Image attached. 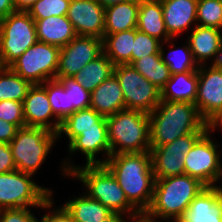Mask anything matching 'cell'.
I'll list each match as a JSON object with an SVG mask.
<instances>
[{
	"mask_svg": "<svg viewBox=\"0 0 222 222\" xmlns=\"http://www.w3.org/2000/svg\"><path fill=\"white\" fill-rule=\"evenodd\" d=\"M103 165L115 177L128 201L139 212H146L155 184L150 151L110 155Z\"/></svg>",
	"mask_w": 222,
	"mask_h": 222,
	"instance_id": "cell-1",
	"label": "cell"
},
{
	"mask_svg": "<svg viewBox=\"0 0 222 222\" xmlns=\"http://www.w3.org/2000/svg\"><path fill=\"white\" fill-rule=\"evenodd\" d=\"M207 130V122L200 116L196 105L190 102L161 100L149 114L150 148Z\"/></svg>",
	"mask_w": 222,
	"mask_h": 222,
	"instance_id": "cell-2",
	"label": "cell"
},
{
	"mask_svg": "<svg viewBox=\"0 0 222 222\" xmlns=\"http://www.w3.org/2000/svg\"><path fill=\"white\" fill-rule=\"evenodd\" d=\"M69 159L62 162L63 175L78 179L86 190V195L98 200L112 212L131 216L139 211L128 201L115 177L104 165H74ZM127 213V214H126Z\"/></svg>",
	"mask_w": 222,
	"mask_h": 222,
	"instance_id": "cell-3",
	"label": "cell"
},
{
	"mask_svg": "<svg viewBox=\"0 0 222 222\" xmlns=\"http://www.w3.org/2000/svg\"><path fill=\"white\" fill-rule=\"evenodd\" d=\"M205 187L187 174L155 179L152 202L145 213L155 222L157 218L177 222Z\"/></svg>",
	"mask_w": 222,
	"mask_h": 222,
	"instance_id": "cell-4",
	"label": "cell"
},
{
	"mask_svg": "<svg viewBox=\"0 0 222 222\" xmlns=\"http://www.w3.org/2000/svg\"><path fill=\"white\" fill-rule=\"evenodd\" d=\"M106 120L111 155L150 151L149 114L124 109Z\"/></svg>",
	"mask_w": 222,
	"mask_h": 222,
	"instance_id": "cell-5",
	"label": "cell"
},
{
	"mask_svg": "<svg viewBox=\"0 0 222 222\" xmlns=\"http://www.w3.org/2000/svg\"><path fill=\"white\" fill-rule=\"evenodd\" d=\"M57 140L58 134L45 128H19L9 143L16 170L34 176Z\"/></svg>",
	"mask_w": 222,
	"mask_h": 222,
	"instance_id": "cell-6",
	"label": "cell"
},
{
	"mask_svg": "<svg viewBox=\"0 0 222 222\" xmlns=\"http://www.w3.org/2000/svg\"><path fill=\"white\" fill-rule=\"evenodd\" d=\"M32 177L19 170L0 173V210L28 207L41 209L53 196V191L36 184Z\"/></svg>",
	"mask_w": 222,
	"mask_h": 222,
	"instance_id": "cell-7",
	"label": "cell"
},
{
	"mask_svg": "<svg viewBox=\"0 0 222 222\" xmlns=\"http://www.w3.org/2000/svg\"><path fill=\"white\" fill-rule=\"evenodd\" d=\"M37 41L35 21L27 11H14L0 19V51L6 67Z\"/></svg>",
	"mask_w": 222,
	"mask_h": 222,
	"instance_id": "cell-8",
	"label": "cell"
},
{
	"mask_svg": "<svg viewBox=\"0 0 222 222\" xmlns=\"http://www.w3.org/2000/svg\"><path fill=\"white\" fill-rule=\"evenodd\" d=\"M113 74L121 86L126 109L150 114L160 103L161 90L132 65H115Z\"/></svg>",
	"mask_w": 222,
	"mask_h": 222,
	"instance_id": "cell-9",
	"label": "cell"
},
{
	"mask_svg": "<svg viewBox=\"0 0 222 222\" xmlns=\"http://www.w3.org/2000/svg\"><path fill=\"white\" fill-rule=\"evenodd\" d=\"M60 48L37 41L18 57L9 67L23 79L43 84L56 79Z\"/></svg>",
	"mask_w": 222,
	"mask_h": 222,
	"instance_id": "cell-10",
	"label": "cell"
},
{
	"mask_svg": "<svg viewBox=\"0 0 222 222\" xmlns=\"http://www.w3.org/2000/svg\"><path fill=\"white\" fill-rule=\"evenodd\" d=\"M207 130L186 153L184 158L185 174L195 177L206 186L216 185L222 177V162L218 143ZM219 151V152H218Z\"/></svg>",
	"mask_w": 222,
	"mask_h": 222,
	"instance_id": "cell-11",
	"label": "cell"
},
{
	"mask_svg": "<svg viewBox=\"0 0 222 222\" xmlns=\"http://www.w3.org/2000/svg\"><path fill=\"white\" fill-rule=\"evenodd\" d=\"M204 133H192L150 148L155 179L185 174L184 158Z\"/></svg>",
	"mask_w": 222,
	"mask_h": 222,
	"instance_id": "cell-12",
	"label": "cell"
},
{
	"mask_svg": "<svg viewBox=\"0 0 222 222\" xmlns=\"http://www.w3.org/2000/svg\"><path fill=\"white\" fill-rule=\"evenodd\" d=\"M103 53V39L77 35L60 48L56 77H73Z\"/></svg>",
	"mask_w": 222,
	"mask_h": 222,
	"instance_id": "cell-13",
	"label": "cell"
},
{
	"mask_svg": "<svg viewBox=\"0 0 222 222\" xmlns=\"http://www.w3.org/2000/svg\"><path fill=\"white\" fill-rule=\"evenodd\" d=\"M201 65L198 68V88L195 105L200 116L208 122L222 109V70ZM206 68V69H205Z\"/></svg>",
	"mask_w": 222,
	"mask_h": 222,
	"instance_id": "cell-14",
	"label": "cell"
},
{
	"mask_svg": "<svg viewBox=\"0 0 222 222\" xmlns=\"http://www.w3.org/2000/svg\"><path fill=\"white\" fill-rule=\"evenodd\" d=\"M66 16L77 35L103 39L105 7L97 0H71Z\"/></svg>",
	"mask_w": 222,
	"mask_h": 222,
	"instance_id": "cell-15",
	"label": "cell"
},
{
	"mask_svg": "<svg viewBox=\"0 0 222 222\" xmlns=\"http://www.w3.org/2000/svg\"><path fill=\"white\" fill-rule=\"evenodd\" d=\"M23 115L26 127L45 128L57 134L60 131L62 122L54 115L47 92L40 84L29 89L23 101Z\"/></svg>",
	"mask_w": 222,
	"mask_h": 222,
	"instance_id": "cell-16",
	"label": "cell"
},
{
	"mask_svg": "<svg viewBox=\"0 0 222 222\" xmlns=\"http://www.w3.org/2000/svg\"><path fill=\"white\" fill-rule=\"evenodd\" d=\"M70 155L76 152L84 154L85 165H103L111 155L108 139L107 126H97V128L77 129V137L68 144ZM101 153L106 156L104 159H97Z\"/></svg>",
	"mask_w": 222,
	"mask_h": 222,
	"instance_id": "cell-17",
	"label": "cell"
},
{
	"mask_svg": "<svg viewBox=\"0 0 222 222\" xmlns=\"http://www.w3.org/2000/svg\"><path fill=\"white\" fill-rule=\"evenodd\" d=\"M177 222H222V186H206Z\"/></svg>",
	"mask_w": 222,
	"mask_h": 222,
	"instance_id": "cell-18",
	"label": "cell"
},
{
	"mask_svg": "<svg viewBox=\"0 0 222 222\" xmlns=\"http://www.w3.org/2000/svg\"><path fill=\"white\" fill-rule=\"evenodd\" d=\"M198 0H161L166 31L171 38L197 25Z\"/></svg>",
	"mask_w": 222,
	"mask_h": 222,
	"instance_id": "cell-19",
	"label": "cell"
},
{
	"mask_svg": "<svg viewBox=\"0 0 222 222\" xmlns=\"http://www.w3.org/2000/svg\"><path fill=\"white\" fill-rule=\"evenodd\" d=\"M74 222H119L122 218L117 212H112L98 200L82 196L69 199L62 205Z\"/></svg>",
	"mask_w": 222,
	"mask_h": 222,
	"instance_id": "cell-20",
	"label": "cell"
},
{
	"mask_svg": "<svg viewBox=\"0 0 222 222\" xmlns=\"http://www.w3.org/2000/svg\"><path fill=\"white\" fill-rule=\"evenodd\" d=\"M90 108L104 117L126 109L121 86L114 74L91 92Z\"/></svg>",
	"mask_w": 222,
	"mask_h": 222,
	"instance_id": "cell-21",
	"label": "cell"
},
{
	"mask_svg": "<svg viewBox=\"0 0 222 222\" xmlns=\"http://www.w3.org/2000/svg\"><path fill=\"white\" fill-rule=\"evenodd\" d=\"M187 37L193 58L198 66L205 65L206 60L213 61L222 43V30L213 27L196 25Z\"/></svg>",
	"mask_w": 222,
	"mask_h": 222,
	"instance_id": "cell-22",
	"label": "cell"
},
{
	"mask_svg": "<svg viewBox=\"0 0 222 222\" xmlns=\"http://www.w3.org/2000/svg\"><path fill=\"white\" fill-rule=\"evenodd\" d=\"M34 21L38 41L62 48L77 36L66 15L49 16Z\"/></svg>",
	"mask_w": 222,
	"mask_h": 222,
	"instance_id": "cell-23",
	"label": "cell"
},
{
	"mask_svg": "<svg viewBox=\"0 0 222 222\" xmlns=\"http://www.w3.org/2000/svg\"><path fill=\"white\" fill-rule=\"evenodd\" d=\"M136 28L161 42L172 39L165 28L161 0H139Z\"/></svg>",
	"mask_w": 222,
	"mask_h": 222,
	"instance_id": "cell-24",
	"label": "cell"
},
{
	"mask_svg": "<svg viewBox=\"0 0 222 222\" xmlns=\"http://www.w3.org/2000/svg\"><path fill=\"white\" fill-rule=\"evenodd\" d=\"M138 10L139 0H129L105 7L104 35L135 29Z\"/></svg>",
	"mask_w": 222,
	"mask_h": 222,
	"instance_id": "cell-25",
	"label": "cell"
},
{
	"mask_svg": "<svg viewBox=\"0 0 222 222\" xmlns=\"http://www.w3.org/2000/svg\"><path fill=\"white\" fill-rule=\"evenodd\" d=\"M198 88V70L175 73L161 89V100L195 104Z\"/></svg>",
	"mask_w": 222,
	"mask_h": 222,
	"instance_id": "cell-26",
	"label": "cell"
},
{
	"mask_svg": "<svg viewBox=\"0 0 222 222\" xmlns=\"http://www.w3.org/2000/svg\"><path fill=\"white\" fill-rule=\"evenodd\" d=\"M135 40V29L104 35L103 52L114 65H131V53Z\"/></svg>",
	"mask_w": 222,
	"mask_h": 222,
	"instance_id": "cell-27",
	"label": "cell"
},
{
	"mask_svg": "<svg viewBox=\"0 0 222 222\" xmlns=\"http://www.w3.org/2000/svg\"><path fill=\"white\" fill-rule=\"evenodd\" d=\"M114 64L103 52L86 64L73 78L87 91L92 92L99 84L113 75Z\"/></svg>",
	"mask_w": 222,
	"mask_h": 222,
	"instance_id": "cell-28",
	"label": "cell"
},
{
	"mask_svg": "<svg viewBox=\"0 0 222 222\" xmlns=\"http://www.w3.org/2000/svg\"><path fill=\"white\" fill-rule=\"evenodd\" d=\"M97 126H107L106 117L98 114L93 108L76 110L61 123L58 138H62V133L68 137L70 143L77 137V129L97 128Z\"/></svg>",
	"mask_w": 222,
	"mask_h": 222,
	"instance_id": "cell-29",
	"label": "cell"
},
{
	"mask_svg": "<svg viewBox=\"0 0 222 222\" xmlns=\"http://www.w3.org/2000/svg\"><path fill=\"white\" fill-rule=\"evenodd\" d=\"M131 65L160 90L166 85V82L172 75L169 67L162 61L160 54L139 58Z\"/></svg>",
	"mask_w": 222,
	"mask_h": 222,
	"instance_id": "cell-30",
	"label": "cell"
},
{
	"mask_svg": "<svg viewBox=\"0 0 222 222\" xmlns=\"http://www.w3.org/2000/svg\"><path fill=\"white\" fill-rule=\"evenodd\" d=\"M32 83L16 74L10 67L0 71V101L23 102Z\"/></svg>",
	"mask_w": 222,
	"mask_h": 222,
	"instance_id": "cell-31",
	"label": "cell"
},
{
	"mask_svg": "<svg viewBox=\"0 0 222 222\" xmlns=\"http://www.w3.org/2000/svg\"><path fill=\"white\" fill-rule=\"evenodd\" d=\"M171 41H173V38L167 42H162L160 45L162 61L169 67L170 73L175 74L198 70L199 66L193 58L188 42L184 47L175 49V44ZM165 43H170V46L173 49L167 54V56L165 55V49H163Z\"/></svg>",
	"mask_w": 222,
	"mask_h": 222,
	"instance_id": "cell-32",
	"label": "cell"
},
{
	"mask_svg": "<svg viewBox=\"0 0 222 222\" xmlns=\"http://www.w3.org/2000/svg\"><path fill=\"white\" fill-rule=\"evenodd\" d=\"M68 92V116L76 110L90 107L91 92L87 91L73 77H56Z\"/></svg>",
	"mask_w": 222,
	"mask_h": 222,
	"instance_id": "cell-33",
	"label": "cell"
},
{
	"mask_svg": "<svg viewBox=\"0 0 222 222\" xmlns=\"http://www.w3.org/2000/svg\"><path fill=\"white\" fill-rule=\"evenodd\" d=\"M47 92V97L54 115L62 122L68 117V92L57 80H48L40 84Z\"/></svg>",
	"mask_w": 222,
	"mask_h": 222,
	"instance_id": "cell-34",
	"label": "cell"
},
{
	"mask_svg": "<svg viewBox=\"0 0 222 222\" xmlns=\"http://www.w3.org/2000/svg\"><path fill=\"white\" fill-rule=\"evenodd\" d=\"M197 25L222 30V0H198Z\"/></svg>",
	"mask_w": 222,
	"mask_h": 222,
	"instance_id": "cell-35",
	"label": "cell"
},
{
	"mask_svg": "<svg viewBox=\"0 0 222 222\" xmlns=\"http://www.w3.org/2000/svg\"><path fill=\"white\" fill-rule=\"evenodd\" d=\"M71 0H38L27 11L34 20L67 15Z\"/></svg>",
	"mask_w": 222,
	"mask_h": 222,
	"instance_id": "cell-36",
	"label": "cell"
},
{
	"mask_svg": "<svg viewBox=\"0 0 222 222\" xmlns=\"http://www.w3.org/2000/svg\"><path fill=\"white\" fill-rule=\"evenodd\" d=\"M161 41L135 28V40L131 53V64L145 56L160 54Z\"/></svg>",
	"mask_w": 222,
	"mask_h": 222,
	"instance_id": "cell-37",
	"label": "cell"
},
{
	"mask_svg": "<svg viewBox=\"0 0 222 222\" xmlns=\"http://www.w3.org/2000/svg\"><path fill=\"white\" fill-rule=\"evenodd\" d=\"M0 119L15 124L18 128L26 127L23 115V102L13 100L0 101Z\"/></svg>",
	"mask_w": 222,
	"mask_h": 222,
	"instance_id": "cell-38",
	"label": "cell"
},
{
	"mask_svg": "<svg viewBox=\"0 0 222 222\" xmlns=\"http://www.w3.org/2000/svg\"><path fill=\"white\" fill-rule=\"evenodd\" d=\"M30 208H12L0 210V222H37L39 219Z\"/></svg>",
	"mask_w": 222,
	"mask_h": 222,
	"instance_id": "cell-39",
	"label": "cell"
},
{
	"mask_svg": "<svg viewBox=\"0 0 222 222\" xmlns=\"http://www.w3.org/2000/svg\"><path fill=\"white\" fill-rule=\"evenodd\" d=\"M52 196L42 205V209L50 210L48 214H44L41 218L42 222H74L69 213L65 210L63 206L53 209ZM52 208L53 210L51 211Z\"/></svg>",
	"mask_w": 222,
	"mask_h": 222,
	"instance_id": "cell-40",
	"label": "cell"
},
{
	"mask_svg": "<svg viewBox=\"0 0 222 222\" xmlns=\"http://www.w3.org/2000/svg\"><path fill=\"white\" fill-rule=\"evenodd\" d=\"M16 170L9 143L0 142V173Z\"/></svg>",
	"mask_w": 222,
	"mask_h": 222,
	"instance_id": "cell-41",
	"label": "cell"
},
{
	"mask_svg": "<svg viewBox=\"0 0 222 222\" xmlns=\"http://www.w3.org/2000/svg\"><path fill=\"white\" fill-rule=\"evenodd\" d=\"M18 129L15 124L0 119V142L10 143Z\"/></svg>",
	"mask_w": 222,
	"mask_h": 222,
	"instance_id": "cell-42",
	"label": "cell"
},
{
	"mask_svg": "<svg viewBox=\"0 0 222 222\" xmlns=\"http://www.w3.org/2000/svg\"><path fill=\"white\" fill-rule=\"evenodd\" d=\"M127 219H125L124 216L119 220V222H155L150 216H148L145 212H139L135 215L126 216ZM131 220V221H130Z\"/></svg>",
	"mask_w": 222,
	"mask_h": 222,
	"instance_id": "cell-43",
	"label": "cell"
},
{
	"mask_svg": "<svg viewBox=\"0 0 222 222\" xmlns=\"http://www.w3.org/2000/svg\"><path fill=\"white\" fill-rule=\"evenodd\" d=\"M14 11L15 8L13 0H0V19L7 17Z\"/></svg>",
	"mask_w": 222,
	"mask_h": 222,
	"instance_id": "cell-44",
	"label": "cell"
},
{
	"mask_svg": "<svg viewBox=\"0 0 222 222\" xmlns=\"http://www.w3.org/2000/svg\"><path fill=\"white\" fill-rule=\"evenodd\" d=\"M208 130L213 133L219 127L222 131V109L207 122Z\"/></svg>",
	"mask_w": 222,
	"mask_h": 222,
	"instance_id": "cell-45",
	"label": "cell"
},
{
	"mask_svg": "<svg viewBox=\"0 0 222 222\" xmlns=\"http://www.w3.org/2000/svg\"><path fill=\"white\" fill-rule=\"evenodd\" d=\"M38 0H13L15 11H28Z\"/></svg>",
	"mask_w": 222,
	"mask_h": 222,
	"instance_id": "cell-46",
	"label": "cell"
},
{
	"mask_svg": "<svg viewBox=\"0 0 222 222\" xmlns=\"http://www.w3.org/2000/svg\"><path fill=\"white\" fill-rule=\"evenodd\" d=\"M212 67L219 68L222 70V43L219 46V50L215 54L213 62H210Z\"/></svg>",
	"mask_w": 222,
	"mask_h": 222,
	"instance_id": "cell-47",
	"label": "cell"
},
{
	"mask_svg": "<svg viewBox=\"0 0 222 222\" xmlns=\"http://www.w3.org/2000/svg\"><path fill=\"white\" fill-rule=\"evenodd\" d=\"M103 7H107L113 4H118L122 2H126L129 0H97Z\"/></svg>",
	"mask_w": 222,
	"mask_h": 222,
	"instance_id": "cell-48",
	"label": "cell"
},
{
	"mask_svg": "<svg viewBox=\"0 0 222 222\" xmlns=\"http://www.w3.org/2000/svg\"><path fill=\"white\" fill-rule=\"evenodd\" d=\"M5 67L6 66L3 63L2 56H1V51H0V71L3 70Z\"/></svg>",
	"mask_w": 222,
	"mask_h": 222,
	"instance_id": "cell-49",
	"label": "cell"
}]
</instances>
